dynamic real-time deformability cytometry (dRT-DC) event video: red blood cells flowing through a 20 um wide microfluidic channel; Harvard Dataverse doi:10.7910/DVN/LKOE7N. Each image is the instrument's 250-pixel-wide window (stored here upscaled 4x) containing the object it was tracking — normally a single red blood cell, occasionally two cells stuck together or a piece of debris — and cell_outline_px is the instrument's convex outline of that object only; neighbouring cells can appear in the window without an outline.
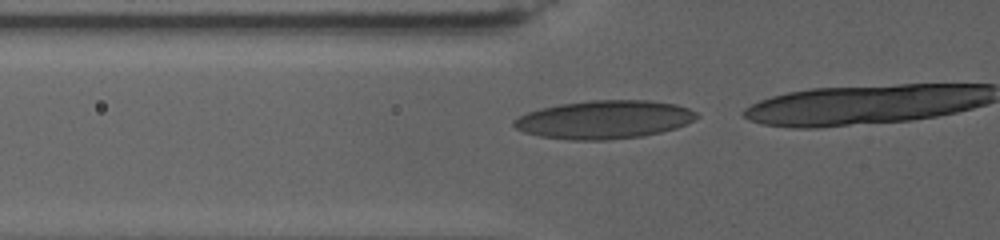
{"species": "human", "species_latin": "Homo sapiens", "temperature_condition": "warm", "stored_images_in_passage": 24, "camera_frame_rate_fps": 3000, "um_per_image_px": 0.085, "donor": {"sex": "female"}, "frame": {"image": 1, "passage_image": 19, "time_ms": 8.0, "image_size_px": [1000, 240], "cell_outline_px": [[700, 116], [676, 128], [660, 132], [640, 136], [608, 140], [568, 140], [540, 136], [524, 132], [516, 128], [512, 124], [512, 120], [528, 112], [540, 108], [560, 104], [592, 100], [648, 100], [676, 104], [688, 108], [696, 112]], "centroid_in_image_um": [51.34, 10.16], "position_along_channel_um": 74.5, "area_um2": 40.69}}
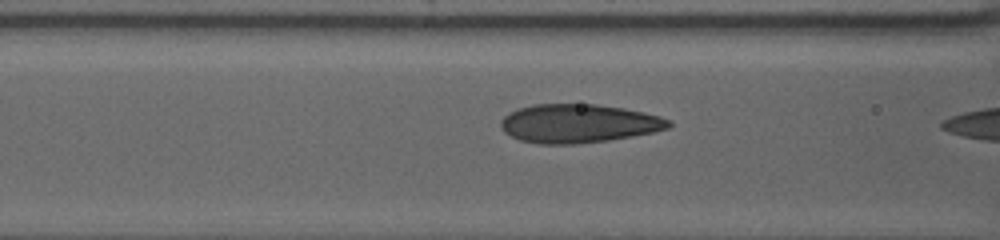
{"frame": {"image": 2, "passage_image": 23, "time_ms": 9.667, "image_size_px": [1000, 240], "cell_outline_px": [[672, 124], [668, 128], [652, 132], [632, 136], [608, 140], [572, 144], [540, 144], [520, 140], [504, 132], [500, 128], [500, 120], [508, 112], [516, 108], [532, 104], [596, 104], [624, 108], [644, 112], [660, 116], [668, 120]], "centroid_in_image_um": [49.12, 10.48], "position_along_channel_um": 117.5, "area_um2": 37.92}}